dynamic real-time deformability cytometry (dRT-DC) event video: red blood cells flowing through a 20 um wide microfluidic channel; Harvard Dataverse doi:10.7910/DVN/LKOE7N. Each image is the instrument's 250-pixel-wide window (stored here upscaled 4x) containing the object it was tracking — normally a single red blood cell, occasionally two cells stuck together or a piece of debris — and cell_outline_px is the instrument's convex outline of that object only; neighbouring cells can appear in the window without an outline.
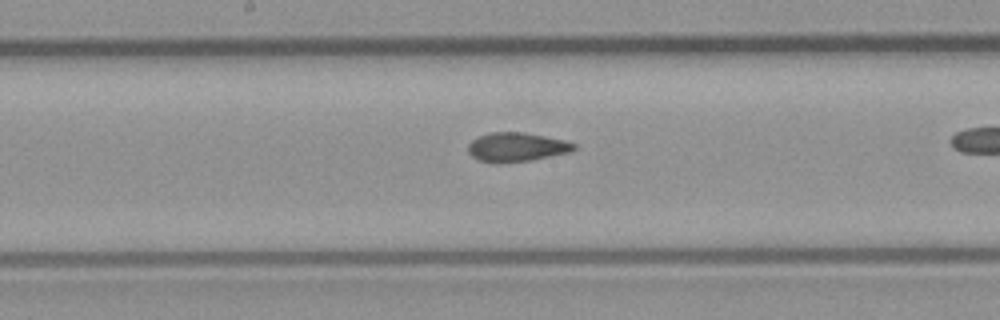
{"species": "common noctule bat (a hibernating species)", "species_latin": "Nyctalus noctula", "temperature_condition": "room temperature", "stored_images_in_passage": 31, "camera_frame_rate_fps": 3000, "um_per_image_px": 0.085, "animal": {"sex": "male", "body_mass_g": 23.1, "forearm_length_mm": 52.7}, "frame": {"image": 1, "passage_image": 18, "time_ms": 5.667, "image_size_px": [1000, 320], "cell_outline_px": [[576, 148], [572, 152], [532, 160], [500, 164], [496, 164], [480, 160], [472, 156], [468, 152], [468, 144], [472, 140], [488, 132], [524, 132], [564, 140], [576, 144]], "centroid_in_image_um": [43.91, 12.51], "position_along_channel_um": 204.3, "area_um2": 18.15}}
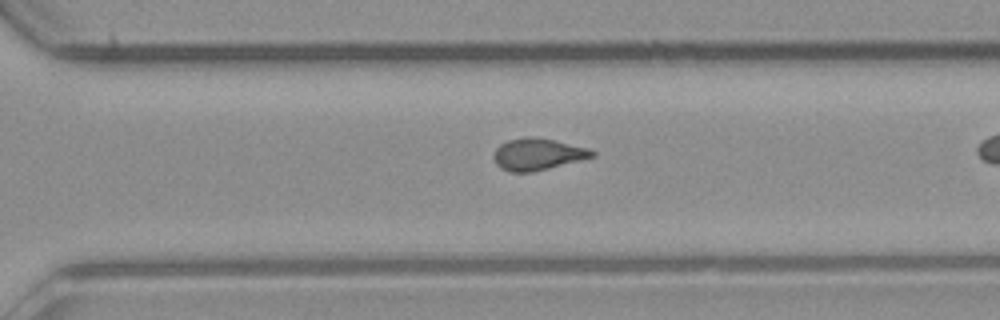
{"frame": {"image": 2, "passage_image": 27, "time_ms": 8.667, "image_size_px": [1000, 320], "cell_outline_px": [[596, 156], [532, 172], [508, 172], [500, 168], [496, 164], [492, 156], [496, 148], [500, 144], [508, 140], [524, 136], [532, 136], [552, 140], [588, 148], [596, 152]], "centroid_in_image_um": [45.65, 13.11], "position_along_channel_um": 324.9, "area_um2": 18.21}}